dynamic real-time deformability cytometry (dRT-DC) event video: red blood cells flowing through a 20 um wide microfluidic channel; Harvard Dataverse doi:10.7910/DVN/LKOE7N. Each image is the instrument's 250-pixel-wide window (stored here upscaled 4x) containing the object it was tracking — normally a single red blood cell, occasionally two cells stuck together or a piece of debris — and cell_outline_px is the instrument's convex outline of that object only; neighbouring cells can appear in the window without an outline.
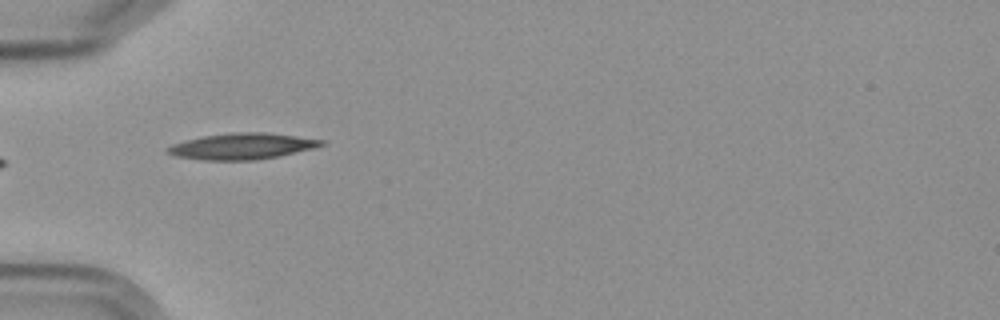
{"species": "Egyptian fruit bat (a non-hibernating species)", "species_latin": "Rousettus aegyptiacus", "temperature_condition": "cold", "stored_images_in_passage": 3, "camera_frame_rate_fps": 3000, "um_per_image_px": 0.085, "frame": {"image": 1, "passage_image": 2, "time_ms": 1.333, "image_size_px": [1000, 320], "cell_outline_px": [[328, 144], [312, 148], [276, 156], [256, 160], [204, 160], [176, 156], [168, 152], [164, 148], [172, 144], [204, 136], [232, 132], [264, 132], [328, 140]], "centroid_in_image_um": [20.61, 12.42], "position_along_channel_um": 64.4, "area_um2": 23.24}}
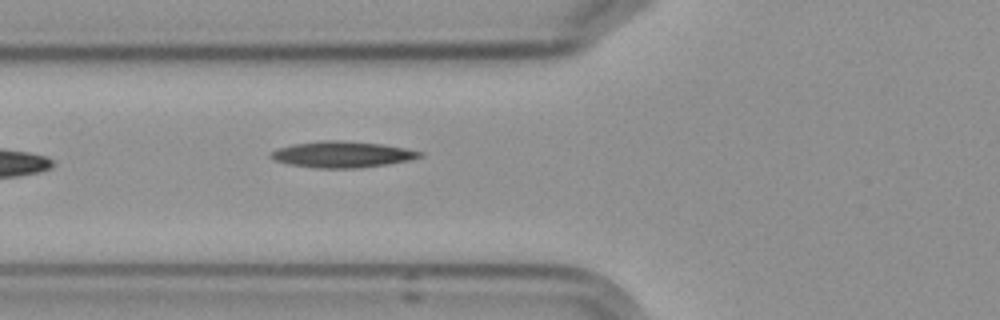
{"frame": {"image": 2, "passage_image": 3, "time_ms": 2.333, "image_size_px": [1000, 320], "cell_outline_px": [[424, 156], [408, 160], [388, 164], [356, 168], [316, 168], [288, 164], [276, 160], [268, 156], [268, 152], [292, 144], [320, 140], [340, 140], [380, 144], [404, 148], [424, 152]], "centroid_in_image_um": [29.06, 13.12], "position_along_channel_um": 96.7, "area_um2": 22.72}}